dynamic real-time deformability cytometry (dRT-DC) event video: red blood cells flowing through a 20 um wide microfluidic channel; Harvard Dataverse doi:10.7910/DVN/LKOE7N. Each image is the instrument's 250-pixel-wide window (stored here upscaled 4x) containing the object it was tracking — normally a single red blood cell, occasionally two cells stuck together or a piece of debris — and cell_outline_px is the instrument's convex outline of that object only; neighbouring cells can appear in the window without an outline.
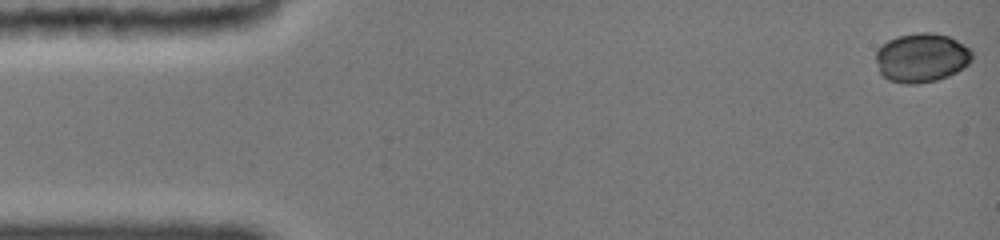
{"species": "common noctule bat (a hibernating species)", "species_latin": "Nyctalus noctula", "temperature_condition": "cold", "stored_images_in_passage": 9, "camera_frame_rate_fps": 3000, "um_per_image_px": 0.085, "animal": {"sex": "female", "body_mass_g": 19.0, "forearm_length_mm": 51.5}, "frame": {"image": 1, "passage_image": 1, "time_ms": 0.0, "image_size_px": [1000, 240], "cell_outline_px": [[972, 60], [964, 68], [948, 76], [936, 80], [916, 84], [904, 84], [888, 80], [880, 72], [876, 60], [876, 52], [888, 40], [896, 36], [916, 32], [932, 32], [948, 36], [964, 44], [972, 52]], "centroid_in_image_um": [78.34, 4.9], "position_along_channel_um": 6.7, "area_um2": 27.57}}
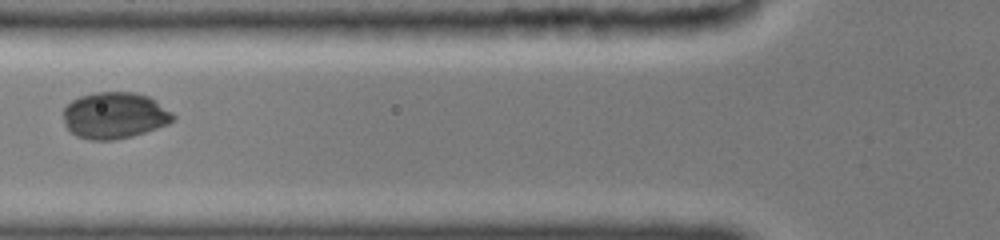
{"frame": {"image": 2, "passage_image": 7, "time_ms": 6.0, "image_size_px": [1000, 240], "cell_outline_px": [[176, 116], [168, 124], [132, 136], [112, 140], [92, 140], [80, 136], [72, 132], [64, 124], [64, 108], [72, 100], [80, 96], [96, 92], [136, 92], [148, 96], [172, 112]], "centroid_in_image_um": [9.74, 9.8], "position_along_channel_um": 116.1, "area_um2": 29.42}}
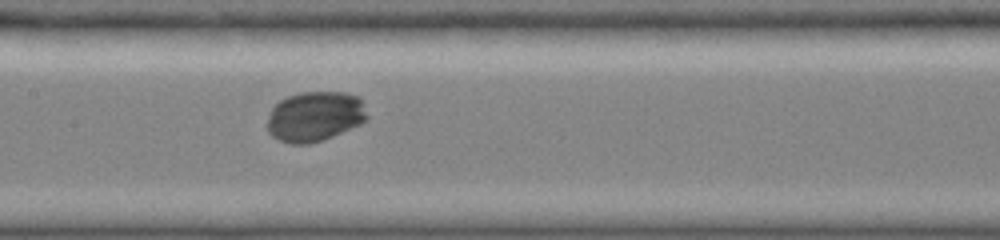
{"frame": {"image": 3, "passage_image": 9, "time_ms": 7.667, "image_size_px": [1000, 240], "cell_outline_px": [[368, 116], [360, 124], [332, 136], [308, 144], [292, 144], [280, 140], [272, 136], [268, 132], [268, 120], [272, 108], [280, 100], [288, 96], [300, 92], [344, 92], [356, 96], [360, 100]], "centroid_in_image_um": [26.74, 9.89], "position_along_channel_um": 180.7, "area_um2": 28.73}}